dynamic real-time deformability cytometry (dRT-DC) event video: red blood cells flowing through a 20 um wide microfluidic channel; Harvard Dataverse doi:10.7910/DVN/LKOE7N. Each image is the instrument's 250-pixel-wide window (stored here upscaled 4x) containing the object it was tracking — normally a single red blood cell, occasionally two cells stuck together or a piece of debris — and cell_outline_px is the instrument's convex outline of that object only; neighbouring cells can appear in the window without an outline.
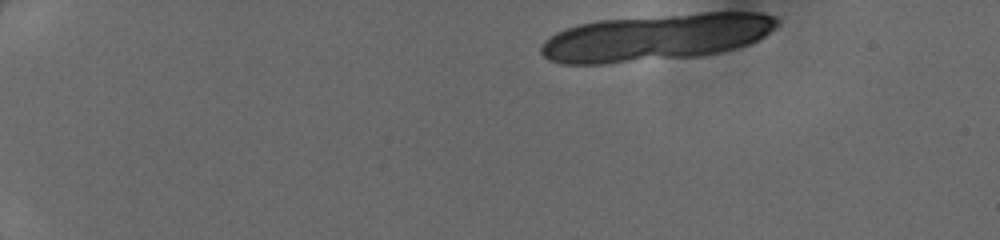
{"species": "human", "species_latin": "Homo sapiens", "temperature_condition": "cold", "stored_images_in_passage": 15, "camera_frame_rate_fps": 3000, "um_per_image_px": 0.085, "donor": {"sex": "female"}, "frame": {"image": 1, "passage_image": 1, "time_ms": 0.0, "image_size_px": [1000, 240], "cell_outline_px": [[780, 24], [764, 36], [748, 44], [720, 52], [700, 56], [604, 64], [560, 64], [548, 60], [540, 52], [540, 48], [544, 40], [556, 32], [580, 24], [600, 20], [700, 12], [760, 12], [776, 16], [780, 20]], "centroid_in_image_um": [55.78, 3.17], "position_along_channel_um": 29.2, "area_um2": 64.85}}
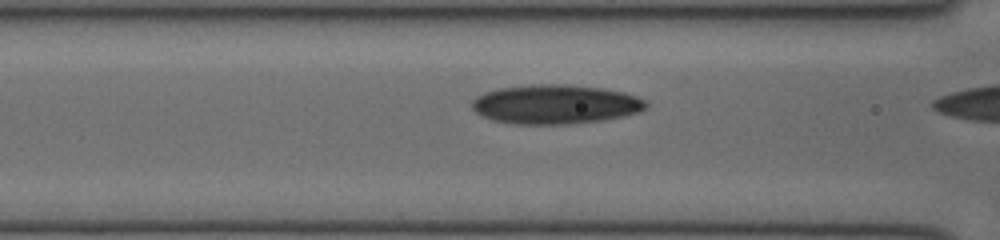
{"frame": {"image": 2, "passage_image": 14, "time_ms": 4.333, "image_size_px": [1000, 240], "cell_outline_px": [[648, 108], [640, 112], [624, 116], [604, 120], [568, 124], [512, 124], [492, 120], [476, 112], [472, 108], [472, 100], [476, 96], [484, 92], [500, 88], [532, 84], [568, 84], [604, 88], [624, 92], [648, 100]], "centroid_in_image_um": [47.25, 8.86], "position_along_channel_um": 119.3, "area_um2": 40.29}}